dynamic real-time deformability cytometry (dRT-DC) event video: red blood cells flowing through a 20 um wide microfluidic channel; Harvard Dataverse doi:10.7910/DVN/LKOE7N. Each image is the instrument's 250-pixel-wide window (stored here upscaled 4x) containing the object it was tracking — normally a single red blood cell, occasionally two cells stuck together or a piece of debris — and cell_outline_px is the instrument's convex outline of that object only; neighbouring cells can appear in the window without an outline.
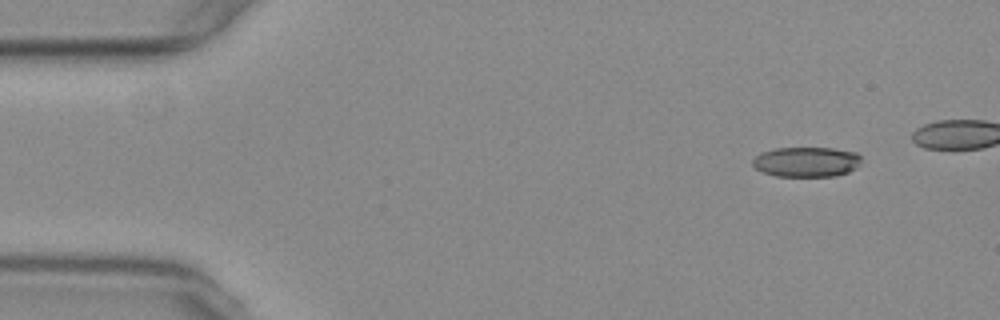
{"species": "common noctule bat (a hibernating species)", "species_latin": "Nyctalus noctula", "temperature_condition": "warm", "stored_images_in_passage": 43, "camera_frame_rate_fps": 3000, "um_per_image_px": 0.085, "animal": {"sex": "female", "body_mass_g": 29.2, "forearm_length_mm": 56.3}, "frame": {"image": 1, "passage_image": 1, "time_ms": 0.0, "image_size_px": [1000, 320], "cell_outline_px": [[860, 160], [856, 168], [848, 172], [836, 176], [776, 176], [764, 172], [756, 168], [752, 164], [752, 160], [760, 152], [776, 148], [832, 148], [856, 152], [860, 156]], "centroid_in_image_um": [68.54, 13.75], "position_along_channel_um": 16.5, "area_um2": 18.96}}
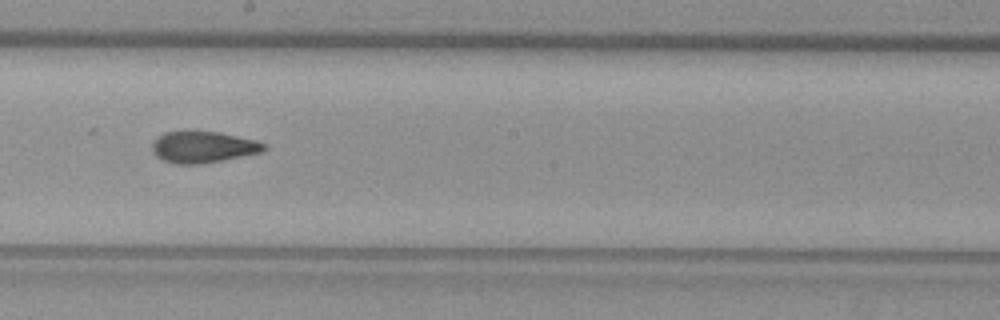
{"frame": {"image": 2, "passage_image": 26, "time_ms": 8.333, "image_size_px": [1000, 320], "cell_outline_px": [[268, 148], [264, 152], [200, 164], [176, 164], [164, 160], [156, 156], [152, 152], [152, 144], [164, 132], [220, 132], [256, 140], [268, 144]], "centroid_in_image_um": [17.33, 12.51], "position_along_channel_um": 230.9, "area_um2": 20.4}}
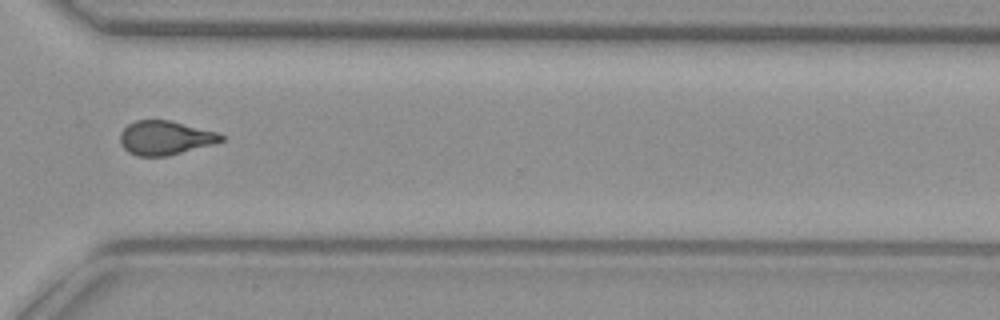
{"frame": {"image": 3, "passage_image": 36, "time_ms": 11.667, "image_size_px": [1000, 320], "cell_outline_px": [[224, 140], [216, 144], [168, 156], [136, 156], [128, 152], [120, 144], [120, 132], [128, 124], [136, 120], [168, 120], [216, 132], [224, 136]], "centroid_in_image_um": [14.03, 11.73], "position_along_channel_um": 356.6, "area_um2": 20.11}, "authors_computed_cell_mechanics": {"area_um2": 20.808, "velocity_mm_per_s": 3.768, "shape_relaxation_time_tau1_ms": null, "shape_relaxation_time_tau2_ms": 2.1994, "deformation_change_tau1": null, "deformation_change_tau2": 0.0966}}